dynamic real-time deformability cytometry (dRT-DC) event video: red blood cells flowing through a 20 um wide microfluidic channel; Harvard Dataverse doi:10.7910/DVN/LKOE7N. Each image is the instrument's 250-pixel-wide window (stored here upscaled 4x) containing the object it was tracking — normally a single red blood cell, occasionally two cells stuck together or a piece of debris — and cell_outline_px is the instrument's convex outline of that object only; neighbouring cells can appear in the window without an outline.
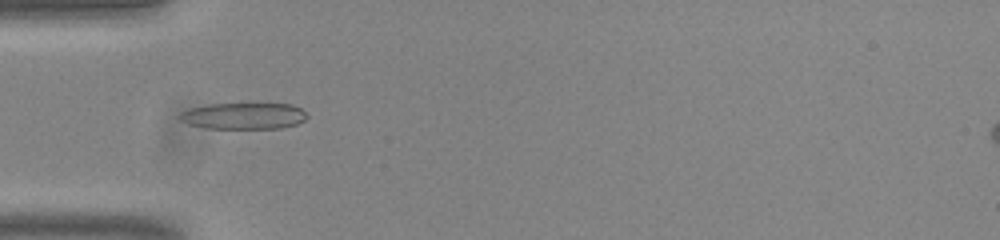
{"species": "common noctule bat (a hibernating species)", "species_latin": "Nyctalus noctula", "temperature_condition": "room temperature", "stored_images_in_passage": 37, "camera_frame_rate_fps": 3000, "um_per_image_px": 0.085, "animal": {"sex": "male", "body_mass_g": 20.0, "forearm_length_mm": 53.3}, "frame": {"image": 1, "passage_image": 1, "time_ms": 0.0, "image_size_px": [1000, 240], "cell_outline_px": [[308, 116], [304, 120], [296, 124], [280, 128], [204, 128], [188, 124], [180, 120], [176, 116], [180, 112], [188, 108], [208, 104], [292, 104], [300, 108]], "centroid_in_image_um": [20.64, 9.85], "position_along_channel_um": 64.4, "area_um2": 19.65}}
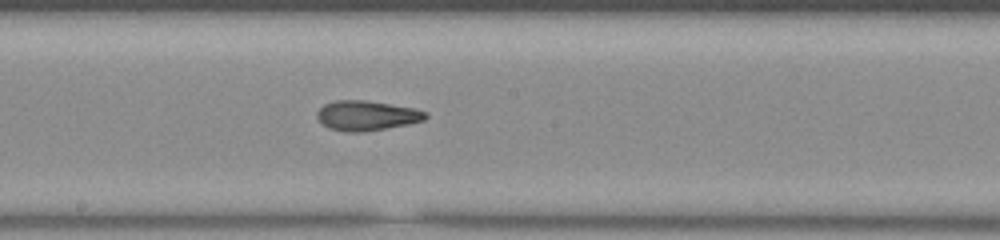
{"frame": {"image": 2, "passage_image": 13, "time_ms": 4.0, "image_size_px": [1000, 240], "cell_outline_px": [[428, 116], [424, 120], [408, 124], [360, 132], [348, 132], [328, 128], [316, 116], [316, 112], [324, 104], [332, 100], [364, 100], [416, 108], [428, 112]], "centroid_in_image_um": [31.17, 9.81], "position_along_channel_um": 217.0, "area_um2": 18.84}}
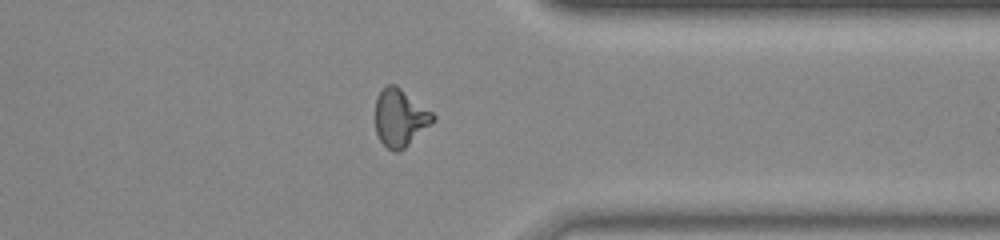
{"frame": {"image": 3, "passage_image": 26, "time_ms": 8.333, "image_size_px": [1000, 240], "cell_outline_px": [[436, 120], [432, 124], [400, 152], [392, 152], [380, 140], [376, 132], [376, 100], [380, 92], [388, 84], [396, 84], [432, 112], [436, 116]], "centroid_in_image_um": [34.03, 10.03], "position_along_channel_um": 377.4, "area_um2": 19.31}, "authors_computed_cell_mechanics": {"area_um2": 18.785, "velocity_mm_per_s": 3.8381, "shape_relaxation_time_tau1_ms": null, "shape_relaxation_time_tau2_ms": 2.4022, "deformation_change_tau1": null, "deformation_change_tau2": 0.1015}}